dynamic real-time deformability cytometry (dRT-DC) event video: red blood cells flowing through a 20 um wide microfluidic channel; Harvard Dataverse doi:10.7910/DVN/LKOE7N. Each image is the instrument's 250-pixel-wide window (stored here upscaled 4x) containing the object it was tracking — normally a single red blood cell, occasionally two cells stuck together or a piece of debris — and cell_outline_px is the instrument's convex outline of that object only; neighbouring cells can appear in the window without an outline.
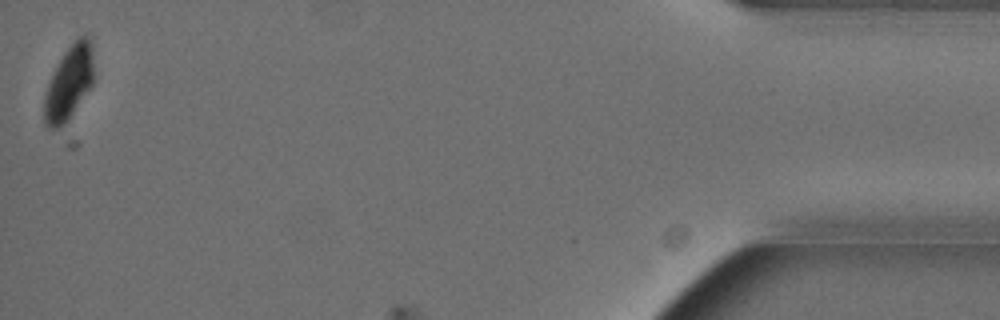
{"species": "Egyptian fruit bat (a non-hibernating species)", "species_latin": "Rousettus aegyptiacus", "temperature_condition": "cold", "stored_images_in_passage": 59, "camera_frame_rate_fps": 3000, "um_per_image_px": 0.085, "animal": {"sex": "female"}, "frame": {"image": 1, "passage_image": 59, "time_ms": 19.333, "image_size_px": [1000, 320], "cell_outline_px": [[92, 84], [68, 120], [64, 124], [56, 128], [48, 128], [44, 124], [44, 96], [48, 84], [64, 52], [80, 36], [88, 36], [92, 48]], "centroid_in_image_um": [5.84, 7.08], "position_along_channel_um": 429.4, "area_um2": 20.69}}